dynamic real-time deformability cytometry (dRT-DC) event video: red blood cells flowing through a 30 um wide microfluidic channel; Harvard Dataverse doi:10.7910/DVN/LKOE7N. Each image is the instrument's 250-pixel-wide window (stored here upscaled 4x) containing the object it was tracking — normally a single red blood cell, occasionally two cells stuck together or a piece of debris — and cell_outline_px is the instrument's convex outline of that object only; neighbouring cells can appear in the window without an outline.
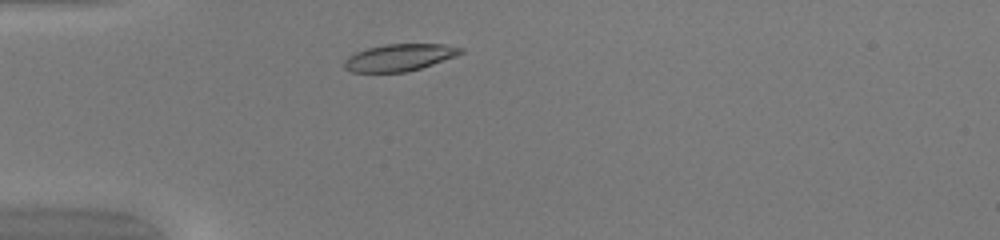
{"species": "common noctule bat (a hibernating species)", "species_latin": "Nyctalus noctula", "temperature_condition": "warm", "stored_images_in_passage": 41, "camera_frame_rate_fps": 3000, "um_per_image_px": 0.085, "animal": {"sex": "female", "body_mass_g": 20.0, "forearm_length_mm": 54.0}, "frame": {"image": 1, "passage_image": 5, "time_ms": 1.333, "image_size_px": [1000, 240], "cell_outline_px": [[464, 52], [456, 56], [408, 72], [352, 72], [344, 68], [344, 60], [348, 56], [356, 52], [368, 48], [388, 44], [444, 44], [464, 48]], "centroid_in_image_um": [33.96, 4.88], "position_along_channel_um": 51.0, "area_um2": 18.26}}
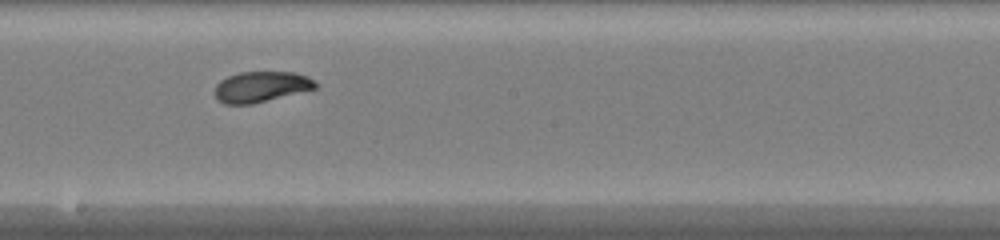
{"frame": {"image": 2, "passage_image": 19, "time_ms": 6.0, "image_size_px": [1000, 240], "cell_outline_px": [[320, 84], [316, 88], [252, 104], [224, 104], [216, 100], [216, 84], [220, 80], [228, 76], [240, 72], [296, 72], [308, 76]], "centroid_in_image_um": [22.21, 7.37], "position_along_channel_um": 226.0, "area_um2": 18.03}}
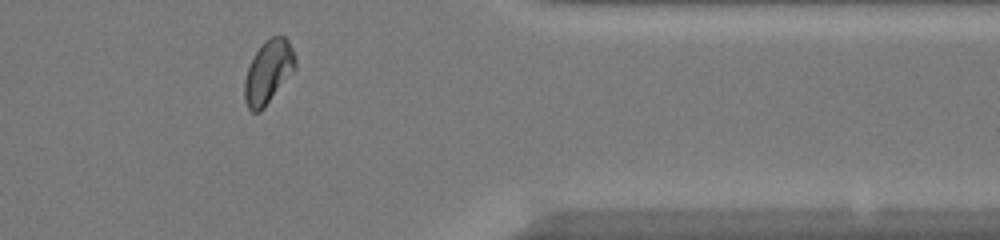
{"frame": {"image": 3, "passage_image": 32, "time_ms": 10.333, "image_size_px": [1000, 240], "cell_outline_px": [[296, 68], [264, 108], [260, 112], [252, 112], [248, 108], [244, 100], [244, 80], [248, 68], [256, 52], [264, 40], [272, 36], [284, 36], [288, 40], [296, 56]], "centroid_in_image_um": [22.81, 6.12], "position_along_channel_um": 388.6, "area_um2": 18.73}, "authors_computed_cell_mechanics": {"area_um2": 18.496, "velocity_mm_per_s": 4.103, "shape_relaxation_time_tau1_ms": 3.7355, "shape_relaxation_time_tau2_ms": 1.3218, "deformation_change_tau1": 0.1785, "deformation_change_tau2": 0.0515}}